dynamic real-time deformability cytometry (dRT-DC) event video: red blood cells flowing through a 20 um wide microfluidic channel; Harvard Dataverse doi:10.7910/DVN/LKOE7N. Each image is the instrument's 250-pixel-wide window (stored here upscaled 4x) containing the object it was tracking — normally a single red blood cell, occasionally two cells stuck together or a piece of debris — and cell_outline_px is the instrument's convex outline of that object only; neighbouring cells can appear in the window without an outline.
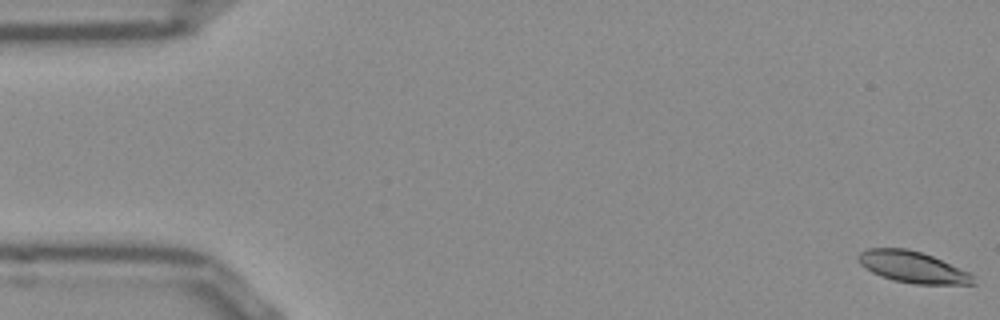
{"species": "Egyptian fruit bat (a non-hibernating species)", "species_latin": "Rousettus aegyptiacus", "temperature_condition": "room temperature", "stored_images_in_passage": 54, "camera_frame_rate_fps": 3000, "um_per_image_px": 0.085, "frame": {"image": 1, "passage_image": 1, "time_ms": 0.0, "image_size_px": [1000, 320], "cell_outline_px": [[976, 284], [916, 284], [892, 280], [880, 276], [872, 272], [860, 264], [856, 256], [860, 252], [868, 248], [904, 248], [920, 252], [932, 256], [968, 272], [972, 276]], "centroid_in_image_um": [77.52, 22.7], "position_along_channel_um": 7.5, "area_um2": 20.81}}
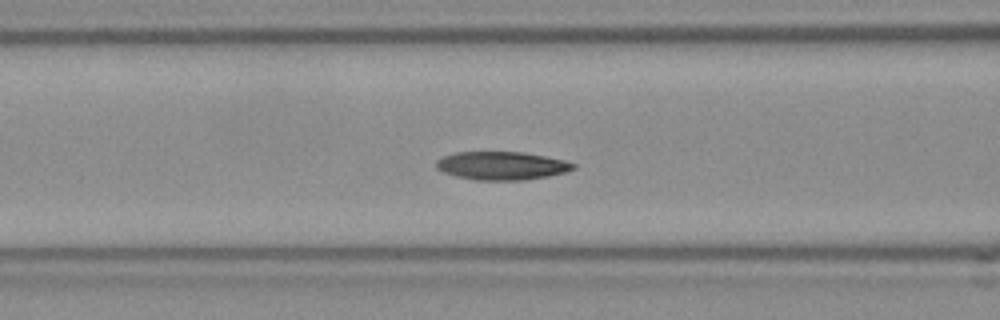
{"frame": {"image": 2, "passage_image": 21, "time_ms": 6.667, "image_size_px": [1000, 320], "cell_outline_px": [[576, 168], [564, 172], [548, 176], [524, 180], [476, 180], [456, 176], [444, 172], [436, 168], [436, 160], [444, 156], [456, 152], [524, 152], [564, 160], [576, 164]], "centroid_in_image_um": [42.64, 14.08], "position_along_channel_um": 124.0, "area_um2": 22.48}}
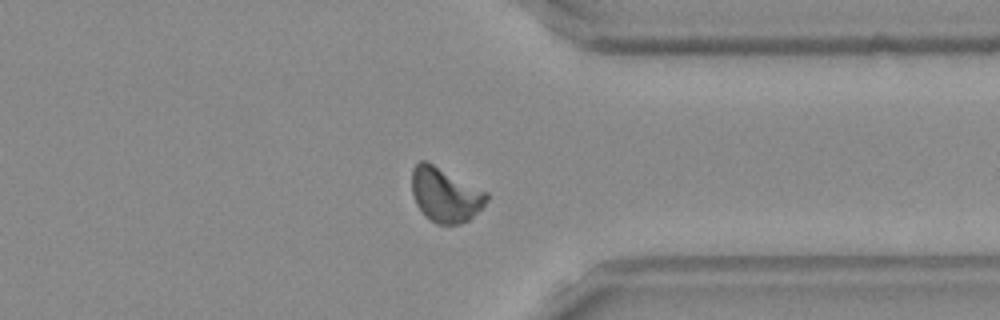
{"frame": {"image": 3, "passage_image": 41, "time_ms": 13.333, "image_size_px": [1000, 320], "cell_outline_px": [[488, 200], [468, 220], [460, 224], [436, 224], [416, 204], [412, 192], [412, 168], [420, 160], [424, 160], [488, 192]], "centroid_in_image_um": [37.84, 16.55], "position_along_channel_um": 373.6, "area_um2": 23.18}, "authors_computed_cell_mechanics": {"area_um2": 22.1374, "velocity_mm_per_s": 3.8162, "shape_relaxation_time_tau1_ms": 3.4333, "shape_relaxation_time_tau2_ms": 3.4142, "deformation_change_tau1": 0.1418, "deformation_change_tau2": 0.0736}}